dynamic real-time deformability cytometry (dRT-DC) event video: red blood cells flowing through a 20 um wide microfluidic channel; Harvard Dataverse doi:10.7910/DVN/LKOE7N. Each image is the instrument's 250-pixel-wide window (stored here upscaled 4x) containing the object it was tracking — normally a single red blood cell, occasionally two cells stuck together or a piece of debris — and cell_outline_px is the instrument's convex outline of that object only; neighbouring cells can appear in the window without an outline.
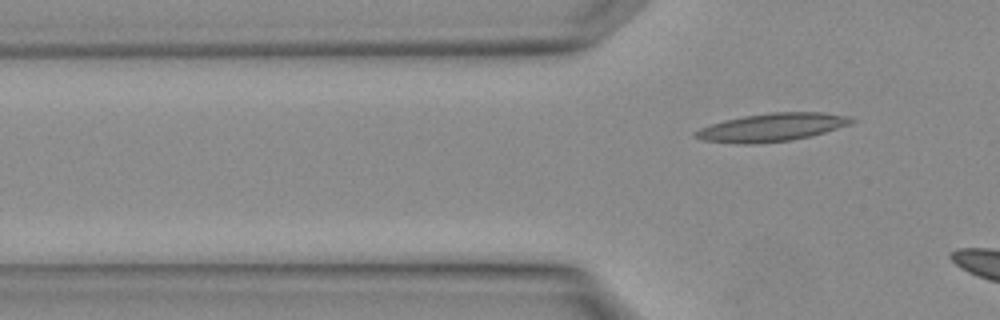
{"species": "Egyptian fruit bat (a non-hibernating species)", "species_latin": "Rousettus aegyptiacus", "temperature_condition": "warm", "stored_images_in_passage": 3, "camera_frame_rate_fps": 3000, "um_per_image_px": 0.085, "animal": {"sex": "female"}, "frame": {"image": 1, "passage_image": 3, "time_ms": 0.667, "image_size_px": [1000, 320], "cell_outline_px": [[856, 120], [852, 124], [812, 136], [792, 140], [756, 144], [740, 144], [704, 140], [692, 136], [700, 128], [724, 120], [744, 116], [772, 112], [824, 112], [852, 116]], "centroid_in_image_um": [65.69, 10.82], "position_along_channel_um": 60.1, "area_um2": 25.72}}